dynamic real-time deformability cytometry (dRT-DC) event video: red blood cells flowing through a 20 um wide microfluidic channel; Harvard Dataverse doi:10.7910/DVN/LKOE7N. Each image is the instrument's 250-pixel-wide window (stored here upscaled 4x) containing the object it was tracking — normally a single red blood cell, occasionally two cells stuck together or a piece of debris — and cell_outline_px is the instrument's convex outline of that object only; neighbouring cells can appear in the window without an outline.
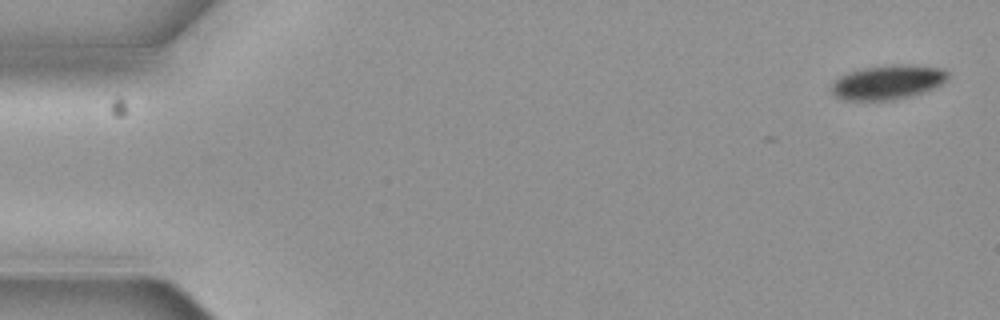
{"species": "common noctule bat (a hibernating species)", "species_latin": "Nyctalus noctula", "temperature_condition": "cold", "stored_images_in_passage": 6, "camera_frame_rate_fps": 3000, "um_per_image_px": 0.085, "animal": {"sex": "female", "body_mass_g": 19.3, "forearm_length_mm": 54.1}, "frame": {"image": 1, "passage_image": 1, "time_ms": 0.0, "image_size_px": [1000, 320], "cell_outline_px": [[948, 80], [924, 92], [892, 100], [844, 100], [836, 96], [832, 92], [832, 84], [840, 76], [864, 68], [896, 64], [908, 64], [936, 68], [948, 72]], "centroid_in_image_um": [75.46, 6.99], "position_along_channel_um": 9.5, "area_um2": 22.83}}
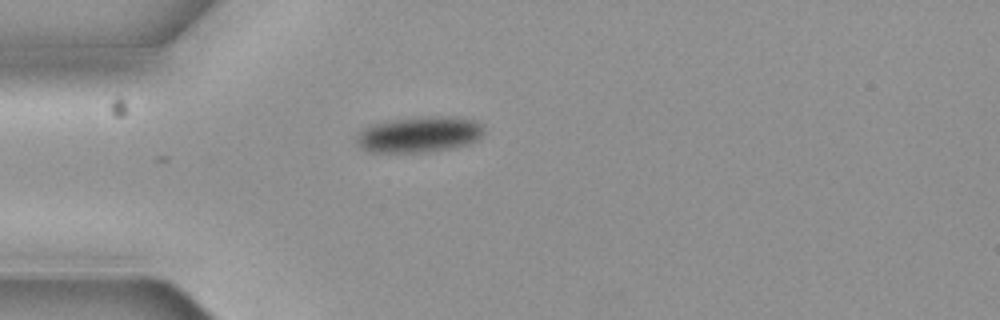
{"frame": {"image": 2, "passage_image": 5, "time_ms": 1.333, "image_size_px": [1000, 320], "cell_outline_px": [[484, 132], [476, 140], [468, 144], [432, 152], [368, 152], [360, 148], [356, 144], [356, 136], [368, 124], [388, 120], [424, 116], [456, 116], [476, 120], [484, 124]], "centroid_in_image_um": [35.63, 11.41], "position_along_channel_um": 49.4, "area_um2": 27.22}}